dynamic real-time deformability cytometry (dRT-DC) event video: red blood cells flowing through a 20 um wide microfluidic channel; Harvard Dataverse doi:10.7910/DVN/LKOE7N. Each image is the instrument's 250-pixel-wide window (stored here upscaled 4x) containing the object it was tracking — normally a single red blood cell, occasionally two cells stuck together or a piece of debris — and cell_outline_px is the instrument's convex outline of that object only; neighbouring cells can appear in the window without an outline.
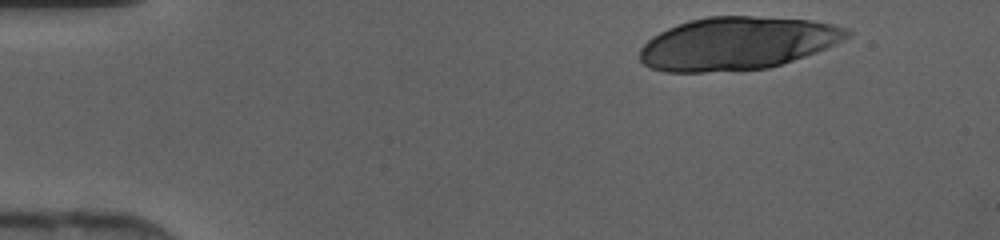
{"species": "human", "species_latin": "Homo sapiens", "temperature_condition": "cold", "stored_images_in_passage": 32, "segment_of_instrument_passage": [1, 2], "camera_frame_rate_fps": 3000, "um_per_image_px": 0.085, "donor": {"sex": "female"}, "frame": {"image": 1, "passage_image": 1, "time_ms": 0.0, "image_size_px": [1000, 240], "cell_outline_px": [[852, 36], [816, 52], [768, 68], [704, 72], [664, 72], [652, 68], [644, 64], [640, 60], [640, 48], [652, 36], [668, 28], [688, 20], [708, 16], [752, 16], [812, 20], [832, 24], [848, 28], [852, 32]], "centroid_in_image_um": [62.66, 3.68], "position_along_channel_um": 22.3, "area_um2": 63.75}}